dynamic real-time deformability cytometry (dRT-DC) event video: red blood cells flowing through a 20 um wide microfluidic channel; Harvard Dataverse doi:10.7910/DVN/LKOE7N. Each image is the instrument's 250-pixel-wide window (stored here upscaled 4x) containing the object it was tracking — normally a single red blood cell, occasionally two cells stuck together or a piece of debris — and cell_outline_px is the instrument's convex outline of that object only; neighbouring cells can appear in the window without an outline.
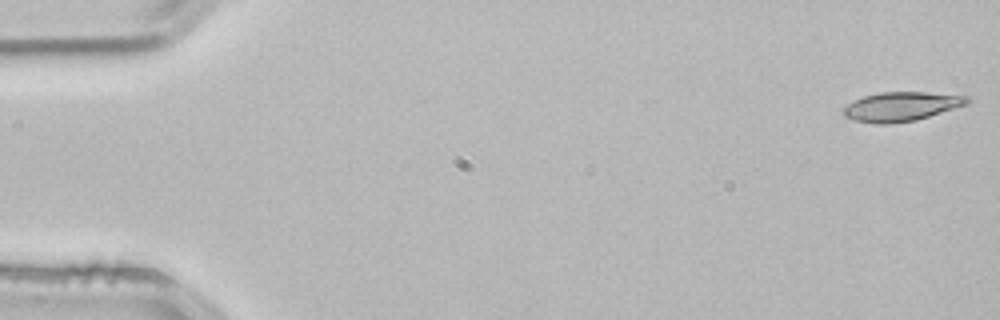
{"species": "common noctule bat (a hibernating species)", "species_latin": "Nyctalus noctula", "temperature_condition": "room temperature", "stored_images_in_passage": 9, "camera_frame_rate_fps": 3000, "um_per_image_px": 0.085, "animal": {"sex": "male", "body_mass_g": 21.5, "forearm_length_mm": 52.0}, "frame": {"image": 1, "passage_image": 1, "time_ms": 0.0, "image_size_px": [1000, 320], "cell_outline_px": [[972, 100], [968, 104], [916, 120], [892, 124], [872, 124], [852, 120], [844, 116], [844, 108], [848, 104], [864, 96], [880, 92], [924, 92], [968, 96]], "centroid_in_image_um": [76.62, 9.06], "position_along_channel_um": 8.4, "area_um2": 21.1}}